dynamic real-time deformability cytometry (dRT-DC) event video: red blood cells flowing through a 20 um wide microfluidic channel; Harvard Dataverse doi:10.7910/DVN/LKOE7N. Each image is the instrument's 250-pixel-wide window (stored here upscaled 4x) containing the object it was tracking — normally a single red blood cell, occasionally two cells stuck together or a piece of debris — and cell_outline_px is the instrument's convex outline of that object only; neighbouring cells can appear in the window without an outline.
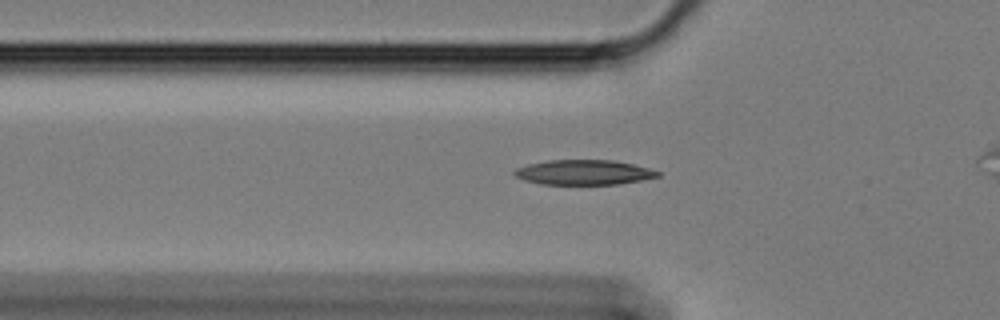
{"species": "Egyptian fruit bat (a non-hibernating species)", "species_latin": "Rousettus aegyptiacus", "temperature_condition": "cold", "stored_images_in_passage": 50, "camera_frame_rate_fps": 3000, "um_per_image_px": 0.085, "animal": {"sex": "female"}, "frame": {"image": 1, "passage_image": 16, "time_ms": 5.0, "image_size_px": [1000, 320], "cell_outline_px": [[660, 176], [640, 180], [616, 184], [540, 184], [524, 180], [516, 176], [512, 172], [516, 168], [528, 164], [548, 160], [612, 160], [632, 164], [648, 168], [660, 172]], "centroid_in_image_um": [49.58, 14.64], "position_along_channel_um": 76.2, "area_um2": 20.63}}
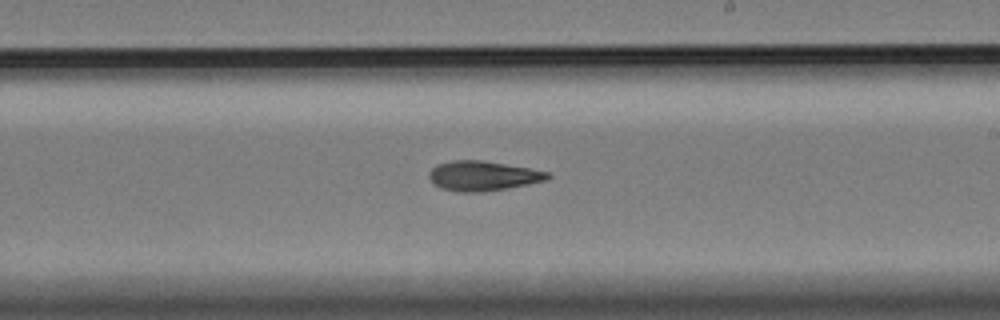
{"frame": {"image": 2, "passage_image": 31, "time_ms": 10.0, "image_size_px": [1000, 320], "cell_outline_px": [[552, 176], [544, 180], [528, 184], [480, 192], [456, 192], [440, 188], [428, 176], [428, 172], [436, 164], [452, 160], [484, 160], [528, 168], [548, 172]], "centroid_in_image_um": [40.99, 14.94], "position_along_channel_um": 248.0, "area_um2": 20.4}}
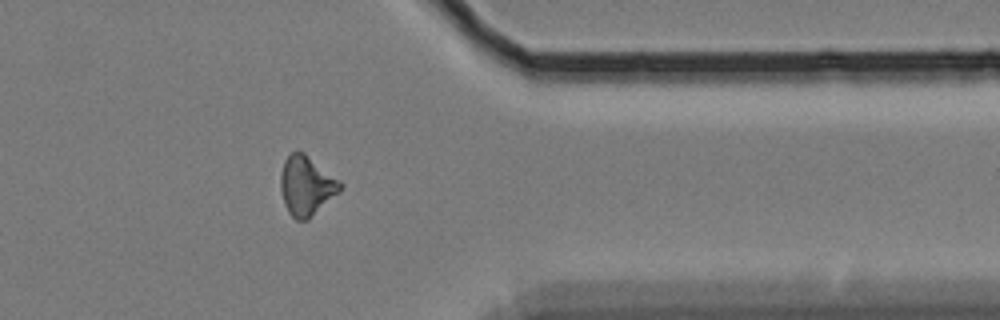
{"frame": {"image": 3, "passage_image": 44, "time_ms": 14.333, "image_size_px": [1000, 320], "cell_outline_px": [[344, 184], [340, 192], [308, 220], [296, 220], [288, 212], [284, 204], [280, 188], [280, 176], [284, 160], [292, 152], [304, 152], [340, 180]], "centroid_in_image_um": [26.06, 15.8], "position_along_channel_um": 385.3, "area_um2": 20.81}}